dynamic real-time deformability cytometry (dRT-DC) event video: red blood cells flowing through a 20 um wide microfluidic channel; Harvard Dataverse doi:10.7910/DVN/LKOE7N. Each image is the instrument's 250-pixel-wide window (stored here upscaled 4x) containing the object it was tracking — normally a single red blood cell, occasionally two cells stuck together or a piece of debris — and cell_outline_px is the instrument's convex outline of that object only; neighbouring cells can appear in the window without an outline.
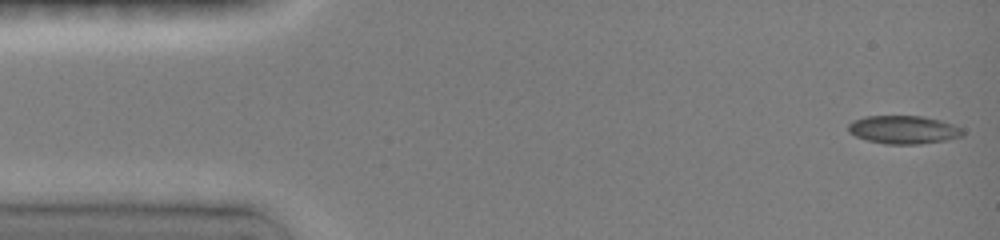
{"species": "common noctule bat (a hibernating species)", "species_latin": "Nyctalus noctula", "temperature_condition": "room temperature", "stored_images_in_passage": 46, "camera_frame_rate_fps": 3000, "um_per_image_px": 0.085, "animal": {"sex": "female", "body_mass_g": 19.0, "forearm_length_mm": 51.5}, "frame": {"image": 1, "passage_image": 1, "time_ms": 0.0, "image_size_px": [1000, 240], "cell_outline_px": [[964, 136], [944, 140], [920, 144], [884, 144], [868, 140], [856, 136], [848, 132], [848, 124], [852, 120], [864, 116], [924, 116], [940, 120], [952, 124], [960, 128], [964, 132]], "centroid_in_image_um": [76.78, 11.02], "position_along_channel_um": 8.2, "area_um2": 18.84}}
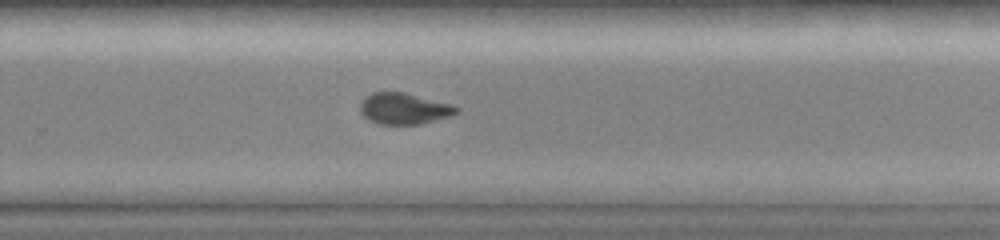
{"frame": {"image": 2, "passage_image": 31, "time_ms": 10.0, "image_size_px": [1000, 240], "cell_outline_px": [[460, 112], [452, 116], [420, 124], [376, 124], [368, 120], [360, 112], [360, 104], [364, 96], [372, 92], [404, 92], [452, 104], [460, 108]], "centroid_in_image_um": [34.35, 9.23], "position_along_channel_um": 295.5, "area_um2": 17.8}}
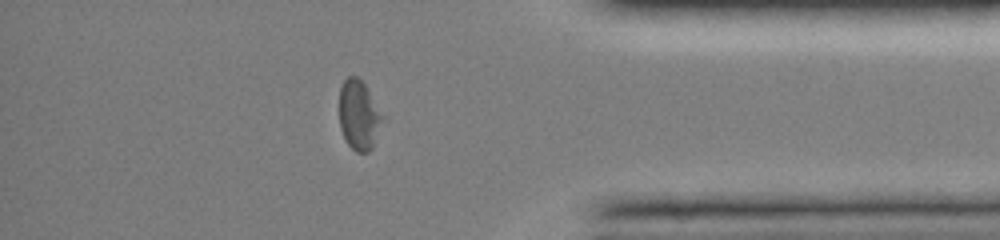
{"frame": {"image": 3, "passage_image": 40, "time_ms": 13.0, "image_size_px": [1000, 240], "cell_outline_px": [[388, 116], [372, 148], [368, 152], [356, 152], [348, 144], [340, 128], [340, 88], [344, 80], [348, 76], [356, 76], [364, 84]], "centroid_in_image_um": [30.59, 9.79], "position_along_channel_um": 404.6, "area_um2": 18.15}, "authors_computed_cell_mechanics": {"area_um2": 18.496, "velocity_mm_per_s": 4.0293, "shape_relaxation_time_tau1_ms": 5.6435, "shape_relaxation_time_tau2_ms": 1.6723, "deformation_change_tau1": 0.1895, "deformation_change_tau2": 0.0651}}